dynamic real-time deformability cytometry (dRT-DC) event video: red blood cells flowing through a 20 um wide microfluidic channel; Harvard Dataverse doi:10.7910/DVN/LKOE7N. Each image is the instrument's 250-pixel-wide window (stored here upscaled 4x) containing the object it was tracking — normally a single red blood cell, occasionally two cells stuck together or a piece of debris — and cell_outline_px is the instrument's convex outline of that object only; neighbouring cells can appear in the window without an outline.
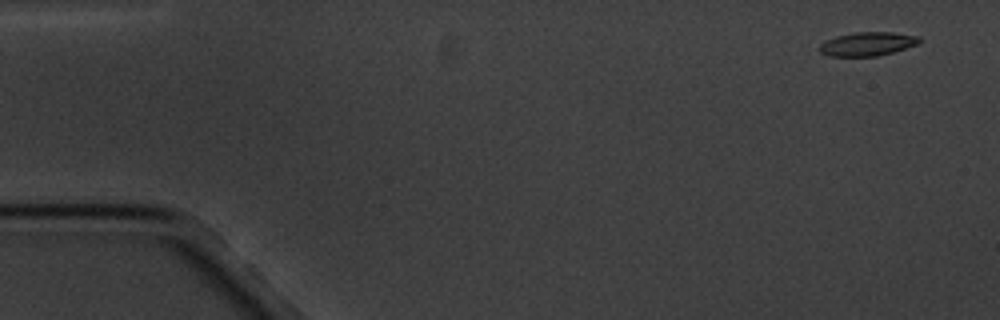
{"species": "common noctule bat (a hibernating species)", "species_latin": "Nyctalus noctula", "temperature_condition": "cold", "stored_images_in_passage": 5, "camera_frame_rate_fps": 3000, "um_per_image_px": 0.085, "animal": {"sex": "male", "body_mass_g": 20.1, "forearm_length_mm": 53.5}, "frame": {"image": 1, "passage_image": 1, "time_ms": 0.0, "image_size_px": [1000, 320], "cell_outline_px": [[920, 40], [916, 44], [880, 56], [828, 56], [820, 52], [820, 44], [824, 40], [836, 36], [856, 32], [892, 32], [920, 36]], "centroid_in_image_um": [73.7, 3.73], "position_along_channel_um": 11.3, "area_um2": 13.76}}
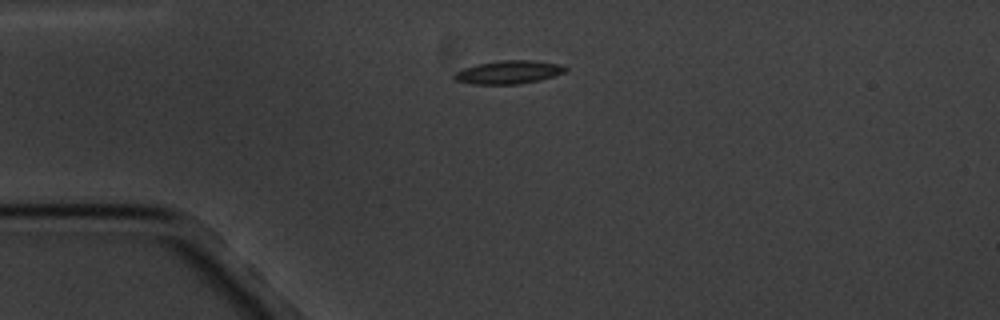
{"frame": {"image": 2, "passage_image": 4, "time_ms": 3.667, "image_size_px": [1000, 320], "cell_outline_px": [[568, 68], [564, 72], [540, 80], [520, 84], [472, 84], [456, 80], [452, 76], [456, 72], [464, 68], [476, 64], [500, 60], [532, 60], [560, 64]], "centroid_in_image_um": [43.22, 6.13], "position_along_channel_um": 41.8, "area_um2": 15.03}}